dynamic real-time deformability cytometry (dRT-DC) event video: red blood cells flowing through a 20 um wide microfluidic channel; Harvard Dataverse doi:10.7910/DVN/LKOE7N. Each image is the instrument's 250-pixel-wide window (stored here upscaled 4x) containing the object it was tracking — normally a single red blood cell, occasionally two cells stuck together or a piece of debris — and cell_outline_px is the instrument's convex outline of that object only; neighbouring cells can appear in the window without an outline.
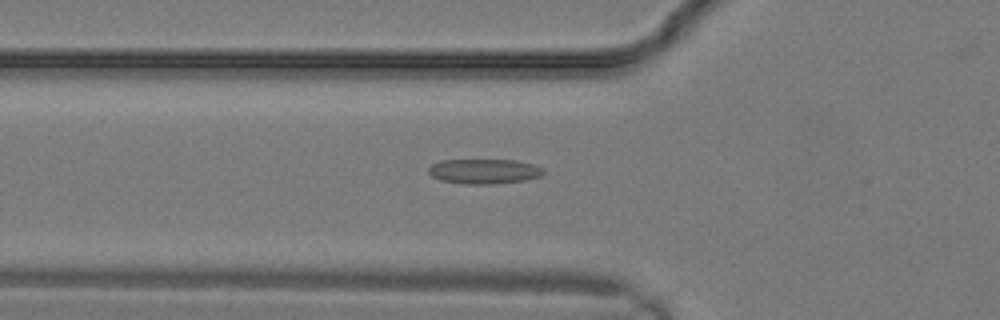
{"species": "common noctule bat (a hibernating species)", "species_latin": "Nyctalus noctula", "temperature_condition": "warm", "stored_images_in_passage": 5, "camera_frame_rate_fps": 3000, "um_per_image_px": 0.085, "animal": {"sex": "male", "body_mass_g": 19.2, "forearm_length_mm": 51.8}, "frame": {"image": 1, "passage_image": 3, "time_ms": 0.667, "image_size_px": [1000, 320], "cell_outline_px": [[544, 172], [540, 176], [524, 180], [492, 184], [464, 184], [440, 180], [432, 176], [428, 172], [428, 168], [432, 164], [440, 160], [516, 160], [532, 164], [544, 168]], "centroid_in_image_um": [41.13, 14.56], "position_along_channel_um": 84.7, "area_um2": 16.65}}
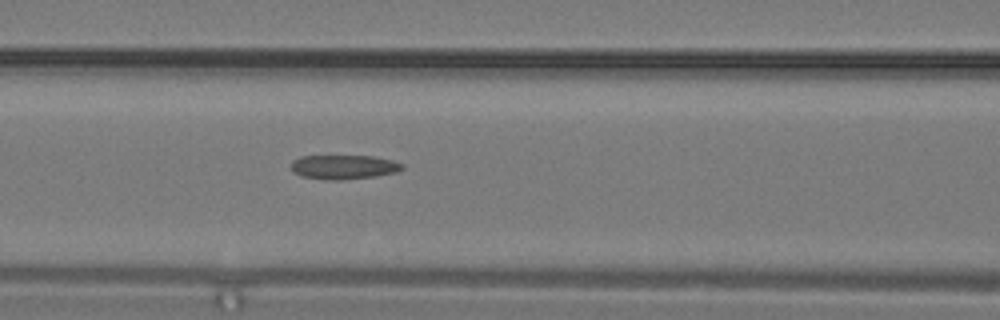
{"frame": {"image": 2, "passage_image": 5, "time_ms": 1.333, "image_size_px": [1000, 320], "cell_outline_px": [[404, 168], [396, 172], [376, 176], [340, 180], [328, 180], [304, 176], [296, 172], [292, 168], [292, 160], [300, 156], [372, 156], [392, 160], [404, 164]], "centroid_in_image_um": [29.26, 14.19], "position_along_channel_um": 137.3, "area_um2": 15.55}}